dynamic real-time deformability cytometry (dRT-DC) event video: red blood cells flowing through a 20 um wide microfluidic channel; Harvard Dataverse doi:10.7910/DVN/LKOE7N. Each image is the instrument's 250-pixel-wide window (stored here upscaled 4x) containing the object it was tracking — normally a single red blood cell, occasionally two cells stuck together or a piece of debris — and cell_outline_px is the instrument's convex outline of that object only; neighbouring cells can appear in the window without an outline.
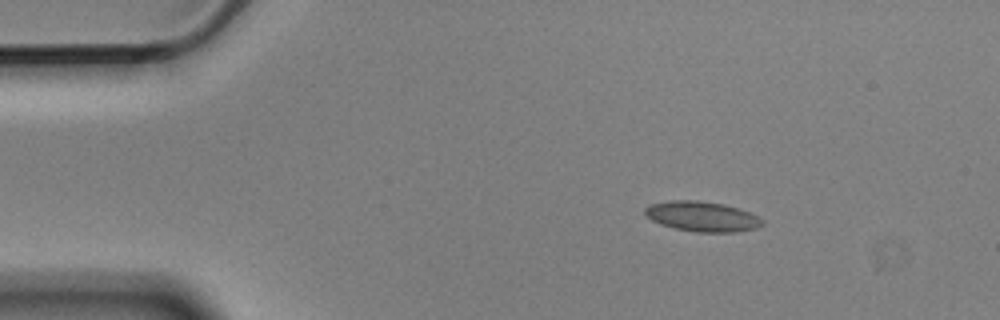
{"species": "Egyptian fruit bat (a non-hibernating species)", "species_latin": "Rousettus aegyptiacus", "temperature_condition": "cold", "stored_images_in_passage": 4, "camera_frame_rate_fps": 3000, "um_per_image_px": 0.085, "animal": {"sex": "male"}, "frame": {"image": 1, "passage_image": 2, "time_ms": 0.333, "image_size_px": [1000, 320], "cell_outline_px": [[764, 224], [756, 228], [736, 232], [696, 232], [676, 228], [660, 224], [652, 220], [644, 212], [644, 208], [648, 204], [672, 200], [696, 200], [724, 204], [748, 212], [764, 220]], "centroid_in_image_um": [59.66, 18.4], "position_along_channel_um": 25.3, "area_um2": 20.46}}
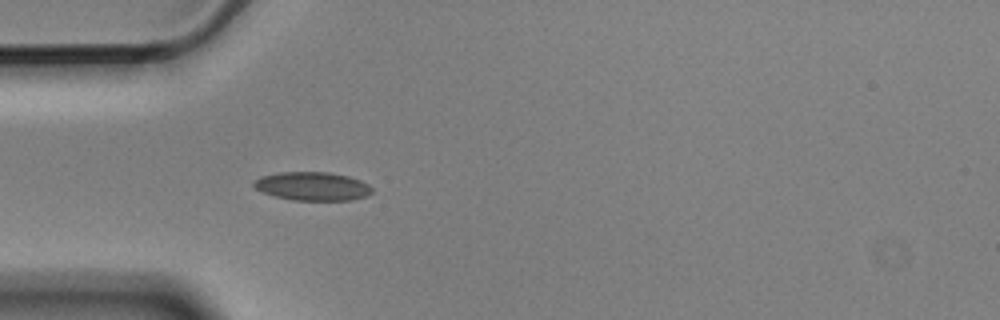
{"frame": {"image": 2, "passage_image": 4, "time_ms": 1.0, "image_size_px": [1000, 320], "cell_outline_px": [[372, 192], [364, 196], [352, 200], [292, 200], [276, 196], [264, 192], [256, 188], [252, 184], [252, 180], [260, 176], [276, 172], [328, 172], [348, 176], [360, 180], [368, 184], [372, 188]], "centroid_in_image_um": [26.52, 15.82], "position_along_channel_um": 58.5, "area_um2": 19.65}}